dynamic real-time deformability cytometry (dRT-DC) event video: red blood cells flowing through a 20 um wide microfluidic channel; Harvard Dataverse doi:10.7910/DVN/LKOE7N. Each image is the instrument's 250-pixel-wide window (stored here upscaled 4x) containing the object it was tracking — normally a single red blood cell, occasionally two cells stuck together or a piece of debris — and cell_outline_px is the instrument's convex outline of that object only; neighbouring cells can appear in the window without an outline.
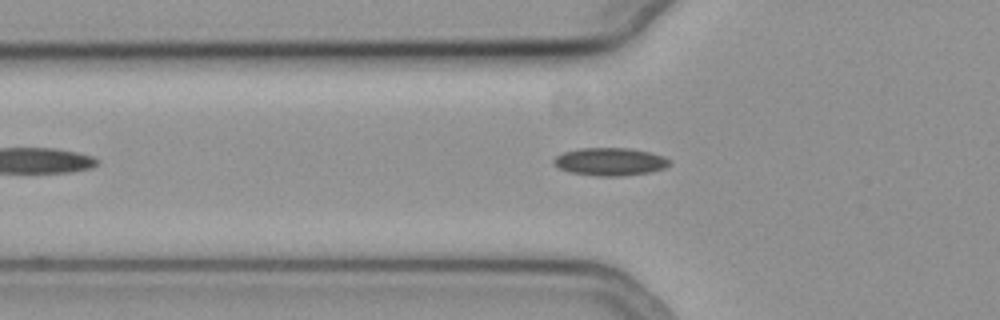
{"species": "common noctule bat (a hibernating species)", "species_latin": "Nyctalus noctula", "temperature_condition": "cold", "stored_images_in_passage": 46, "camera_frame_rate_fps": 3000, "um_per_image_px": 0.085, "animal": {"sex": "female", "body_mass_g": 19.3, "forearm_length_mm": 54.1}, "frame": {"image": 1, "passage_image": 10, "time_ms": 3.0, "image_size_px": [1000, 320], "cell_outline_px": [[668, 164], [664, 168], [648, 172], [620, 176], [596, 176], [568, 172], [552, 164], [552, 160], [556, 156], [564, 152], [580, 148], [628, 148], [648, 152], [660, 156], [668, 160]], "centroid_in_image_um": [51.76, 13.74], "position_along_channel_um": 74.0, "area_um2": 18.5}}
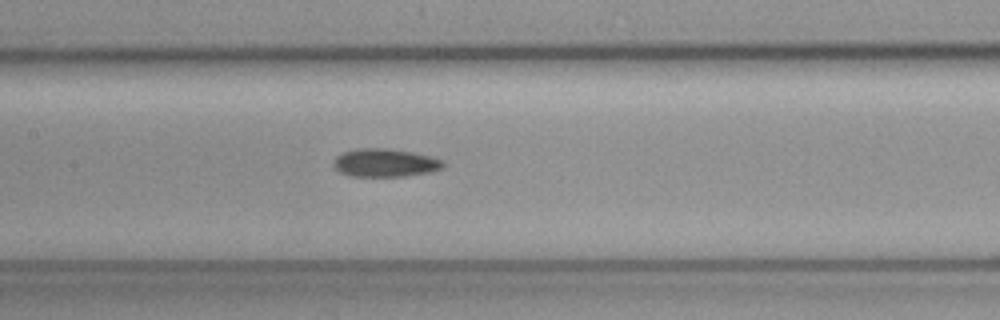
{"frame": {"image": 2, "passage_image": 18, "time_ms": 5.667, "image_size_px": [1000, 320], "cell_outline_px": [[444, 168], [428, 172], [404, 176], [352, 176], [340, 172], [332, 164], [336, 156], [344, 152], [356, 148], [384, 148], [412, 152], [444, 160]], "centroid_in_image_um": [32.72, 13.83], "position_along_channel_um": 174.7, "area_um2": 17.86}}
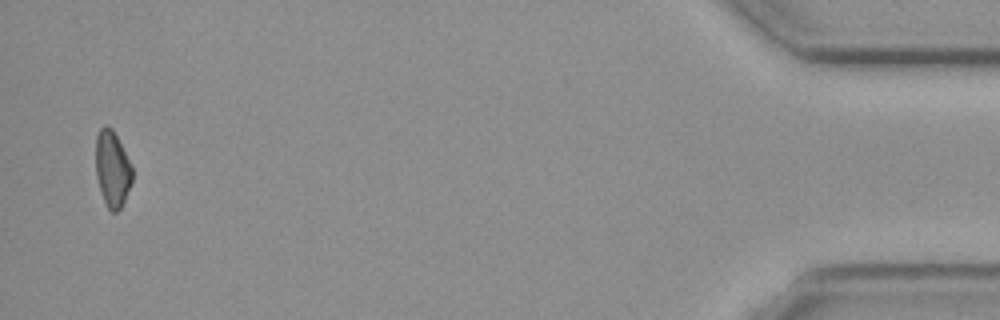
{"frame": {"image": 3, "passage_image": 45, "time_ms": 14.667, "image_size_px": [1000, 320], "cell_outline_px": [[132, 180], [124, 200], [120, 208], [116, 212], [112, 212], [108, 208], [104, 200], [96, 176], [96, 136], [100, 128], [104, 124], [108, 124], [112, 128], [132, 164]], "centroid_in_image_um": [9.54, 14.3], "position_along_channel_um": 425.7, "area_um2": 16.13}}